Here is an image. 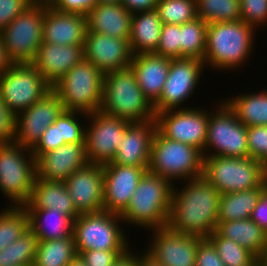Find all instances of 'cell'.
Listing matches in <instances>:
<instances>
[{
  "label": "cell",
  "instance_id": "16",
  "mask_svg": "<svg viewBox=\"0 0 267 266\" xmlns=\"http://www.w3.org/2000/svg\"><path fill=\"white\" fill-rule=\"evenodd\" d=\"M64 110L59 95L51 89L31 107L16 115L14 142L32 149Z\"/></svg>",
  "mask_w": 267,
  "mask_h": 266
},
{
  "label": "cell",
  "instance_id": "26",
  "mask_svg": "<svg viewBox=\"0 0 267 266\" xmlns=\"http://www.w3.org/2000/svg\"><path fill=\"white\" fill-rule=\"evenodd\" d=\"M86 17L87 31L127 39L129 41L132 13L121 3H97Z\"/></svg>",
  "mask_w": 267,
  "mask_h": 266
},
{
  "label": "cell",
  "instance_id": "8",
  "mask_svg": "<svg viewBox=\"0 0 267 266\" xmlns=\"http://www.w3.org/2000/svg\"><path fill=\"white\" fill-rule=\"evenodd\" d=\"M36 178V159L30 148L15 142L0 144V191L10 199V206L29 201Z\"/></svg>",
  "mask_w": 267,
  "mask_h": 266
},
{
  "label": "cell",
  "instance_id": "49",
  "mask_svg": "<svg viewBox=\"0 0 267 266\" xmlns=\"http://www.w3.org/2000/svg\"><path fill=\"white\" fill-rule=\"evenodd\" d=\"M96 4L97 0H56L52 8L60 12L86 16Z\"/></svg>",
  "mask_w": 267,
  "mask_h": 266
},
{
  "label": "cell",
  "instance_id": "36",
  "mask_svg": "<svg viewBox=\"0 0 267 266\" xmlns=\"http://www.w3.org/2000/svg\"><path fill=\"white\" fill-rule=\"evenodd\" d=\"M29 229L28 213L24 206H7L0 211V251Z\"/></svg>",
  "mask_w": 267,
  "mask_h": 266
},
{
  "label": "cell",
  "instance_id": "24",
  "mask_svg": "<svg viewBox=\"0 0 267 266\" xmlns=\"http://www.w3.org/2000/svg\"><path fill=\"white\" fill-rule=\"evenodd\" d=\"M87 17L45 7L42 42L56 45L84 44Z\"/></svg>",
  "mask_w": 267,
  "mask_h": 266
},
{
  "label": "cell",
  "instance_id": "35",
  "mask_svg": "<svg viewBox=\"0 0 267 266\" xmlns=\"http://www.w3.org/2000/svg\"><path fill=\"white\" fill-rule=\"evenodd\" d=\"M38 239L27 229L17 240L0 251V266H33Z\"/></svg>",
  "mask_w": 267,
  "mask_h": 266
},
{
  "label": "cell",
  "instance_id": "47",
  "mask_svg": "<svg viewBox=\"0 0 267 266\" xmlns=\"http://www.w3.org/2000/svg\"><path fill=\"white\" fill-rule=\"evenodd\" d=\"M195 266H225L208 238H202L199 241Z\"/></svg>",
  "mask_w": 267,
  "mask_h": 266
},
{
  "label": "cell",
  "instance_id": "33",
  "mask_svg": "<svg viewBox=\"0 0 267 266\" xmlns=\"http://www.w3.org/2000/svg\"><path fill=\"white\" fill-rule=\"evenodd\" d=\"M77 256L73 236L38 241L33 266H68Z\"/></svg>",
  "mask_w": 267,
  "mask_h": 266
},
{
  "label": "cell",
  "instance_id": "30",
  "mask_svg": "<svg viewBox=\"0 0 267 266\" xmlns=\"http://www.w3.org/2000/svg\"><path fill=\"white\" fill-rule=\"evenodd\" d=\"M29 229L38 241L62 239L73 236V220L62 211L49 209H26Z\"/></svg>",
  "mask_w": 267,
  "mask_h": 266
},
{
  "label": "cell",
  "instance_id": "37",
  "mask_svg": "<svg viewBox=\"0 0 267 266\" xmlns=\"http://www.w3.org/2000/svg\"><path fill=\"white\" fill-rule=\"evenodd\" d=\"M197 17L207 24L241 20L240 0H195Z\"/></svg>",
  "mask_w": 267,
  "mask_h": 266
},
{
  "label": "cell",
  "instance_id": "10",
  "mask_svg": "<svg viewBox=\"0 0 267 266\" xmlns=\"http://www.w3.org/2000/svg\"><path fill=\"white\" fill-rule=\"evenodd\" d=\"M220 103L217 110L211 111V114H209L203 157H249L247 127L238 120L236 113L225 101L222 100ZM210 150L212 153H210Z\"/></svg>",
  "mask_w": 267,
  "mask_h": 266
},
{
  "label": "cell",
  "instance_id": "2",
  "mask_svg": "<svg viewBox=\"0 0 267 266\" xmlns=\"http://www.w3.org/2000/svg\"><path fill=\"white\" fill-rule=\"evenodd\" d=\"M255 30L242 20L208 24L204 66L230 71L245 64L253 50Z\"/></svg>",
  "mask_w": 267,
  "mask_h": 266
},
{
  "label": "cell",
  "instance_id": "44",
  "mask_svg": "<svg viewBox=\"0 0 267 266\" xmlns=\"http://www.w3.org/2000/svg\"><path fill=\"white\" fill-rule=\"evenodd\" d=\"M64 140L61 139L60 133V115L56 118V121L49 125V127L42 133L41 139L31 149L35 159L45 152H50L64 145Z\"/></svg>",
  "mask_w": 267,
  "mask_h": 266
},
{
  "label": "cell",
  "instance_id": "54",
  "mask_svg": "<svg viewBox=\"0 0 267 266\" xmlns=\"http://www.w3.org/2000/svg\"><path fill=\"white\" fill-rule=\"evenodd\" d=\"M137 266H164L157 262L152 256H150L146 251L144 254L137 256Z\"/></svg>",
  "mask_w": 267,
  "mask_h": 266
},
{
  "label": "cell",
  "instance_id": "39",
  "mask_svg": "<svg viewBox=\"0 0 267 266\" xmlns=\"http://www.w3.org/2000/svg\"><path fill=\"white\" fill-rule=\"evenodd\" d=\"M156 10L163 24H184L197 18L195 0H158Z\"/></svg>",
  "mask_w": 267,
  "mask_h": 266
},
{
  "label": "cell",
  "instance_id": "3",
  "mask_svg": "<svg viewBox=\"0 0 267 266\" xmlns=\"http://www.w3.org/2000/svg\"><path fill=\"white\" fill-rule=\"evenodd\" d=\"M175 183L146 171L133 193L127 209L120 215L123 223L147 230L167 226Z\"/></svg>",
  "mask_w": 267,
  "mask_h": 266
},
{
  "label": "cell",
  "instance_id": "11",
  "mask_svg": "<svg viewBox=\"0 0 267 266\" xmlns=\"http://www.w3.org/2000/svg\"><path fill=\"white\" fill-rule=\"evenodd\" d=\"M45 7L29 5L0 33L12 63H31L42 43Z\"/></svg>",
  "mask_w": 267,
  "mask_h": 266
},
{
  "label": "cell",
  "instance_id": "14",
  "mask_svg": "<svg viewBox=\"0 0 267 266\" xmlns=\"http://www.w3.org/2000/svg\"><path fill=\"white\" fill-rule=\"evenodd\" d=\"M198 107L169 109L155 115L157 129L167 138L189 144L204 153L209 114Z\"/></svg>",
  "mask_w": 267,
  "mask_h": 266
},
{
  "label": "cell",
  "instance_id": "15",
  "mask_svg": "<svg viewBox=\"0 0 267 266\" xmlns=\"http://www.w3.org/2000/svg\"><path fill=\"white\" fill-rule=\"evenodd\" d=\"M204 69V62L196 58L171 59L162 94L153 104L155 115L169 109L185 108L181 105L192 97Z\"/></svg>",
  "mask_w": 267,
  "mask_h": 266
},
{
  "label": "cell",
  "instance_id": "23",
  "mask_svg": "<svg viewBox=\"0 0 267 266\" xmlns=\"http://www.w3.org/2000/svg\"><path fill=\"white\" fill-rule=\"evenodd\" d=\"M87 163L85 144L66 143L36 159L37 178L64 182Z\"/></svg>",
  "mask_w": 267,
  "mask_h": 266
},
{
  "label": "cell",
  "instance_id": "57",
  "mask_svg": "<svg viewBox=\"0 0 267 266\" xmlns=\"http://www.w3.org/2000/svg\"><path fill=\"white\" fill-rule=\"evenodd\" d=\"M122 0H97L99 4H113V3H121Z\"/></svg>",
  "mask_w": 267,
  "mask_h": 266
},
{
  "label": "cell",
  "instance_id": "13",
  "mask_svg": "<svg viewBox=\"0 0 267 266\" xmlns=\"http://www.w3.org/2000/svg\"><path fill=\"white\" fill-rule=\"evenodd\" d=\"M85 119L91 121L85 129L88 162L102 166L111 163L130 121L106 114L101 110L89 113Z\"/></svg>",
  "mask_w": 267,
  "mask_h": 266
},
{
  "label": "cell",
  "instance_id": "48",
  "mask_svg": "<svg viewBox=\"0 0 267 266\" xmlns=\"http://www.w3.org/2000/svg\"><path fill=\"white\" fill-rule=\"evenodd\" d=\"M27 6L28 0H0V32Z\"/></svg>",
  "mask_w": 267,
  "mask_h": 266
},
{
  "label": "cell",
  "instance_id": "55",
  "mask_svg": "<svg viewBox=\"0 0 267 266\" xmlns=\"http://www.w3.org/2000/svg\"><path fill=\"white\" fill-rule=\"evenodd\" d=\"M56 0H28L29 5L52 7Z\"/></svg>",
  "mask_w": 267,
  "mask_h": 266
},
{
  "label": "cell",
  "instance_id": "28",
  "mask_svg": "<svg viewBox=\"0 0 267 266\" xmlns=\"http://www.w3.org/2000/svg\"><path fill=\"white\" fill-rule=\"evenodd\" d=\"M162 25L156 9L133 13L129 36L132 54L155 53Z\"/></svg>",
  "mask_w": 267,
  "mask_h": 266
},
{
  "label": "cell",
  "instance_id": "56",
  "mask_svg": "<svg viewBox=\"0 0 267 266\" xmlns=\"http://www.w3.org/2000/svg\"><path fill=\"white\" fill-rule=\"evenodd\" d=\"M68 266H86L82 259L77 256Z\"/></svg>",
  "mask_w": 267,
  "mask_h": 266
},
{
  "label": "cell",
  "instance_id": "46",
  "mask_svg": "<svg viewBox=\"0 0 267 266\" xmlns=\"http://www.w3.org/2000/svg\"><path fill=\"white\" fill-rule=\"evenodd\" d=\"M15 125L16 115L0 97V144L14 142Z\"/></svg>",
  "mask_w": 267,
  "mask_h": 266
},
{
  "label": "cell",
  "instance_id": "9",
  "mask_svg": "<svg viewBox=\"0 0 267 266\" xmlns=\"http://www.w3.org/2000/svg\"><path fill=\"white\" fill-rule=\"evenodd\" d=\"M120 215L109 211L80 214L73 222L77 253L86 250H130Z\"/></svg>",
  "mask_w": 267,
  "mask_h": 266
},
{
  "label": "cell",
  "instance_id": "51",
  "mask_svg": "<svg viewBox=\"0 0 267 266\" xmlns=\"http://www.w3.org/2000/svg\"><path fill=\"white\" fill-rule=\"evenodd\" d=\"M158 0H122L121 4L130 12H142L156 9Z\"/></svg>",
  "mask_w": 267,
  "mask_h": 266
},
{
  "label": "cell",
  "instance_id": "60",
  "mask_svg": "<svg viewBox=\"0 0 267 266\" xmlns=\"http://www.w3.org/2000/svg\"><path fill=\"white\" fill-rule=\"evenodd\" d=\"M263 266H267V253L262 258Z\"/></svg>",
  "mask_w": 267,
  "mask_h": 266
},
{
  "label": "cell",
  "instance_id": "45",
  "mask_svg": "<svg viewBox=\"0 0 267 266\" xmlns=\"http://www.w3.org/2000/svg\"><path fill=\"white\" fill-rule=\"evenodd\" d=\"M128 250H86L78 253L86 266H113Z\"/></svg>",
  "mask_w": 267,
  "mask_h": 266
},
{
  "label": "cell",
  "instance_id": "40",
  "mask_svg": "<svg viewBox=\"0 0 267 266\" xmlns=\"http://www.w3.org/2000/svg\"><path fill=\"white\" fill-rule=\"evenodd\" d=\"M79 113V114H78ZM87 117L88 114L80 111L64 110L60 114V133L64 143L85 144V129L83 122L80 124L78 116Z\"/></svg>",
  "mask_w": 267,
  "mask_h": 266
},
{
  "label": "cell",
  "instance_id": "27",
  "mask_svg": "<svg viewBox=\"0 0 267 266\" xmlns=\"http://www.w3.org/2000/svg\"><path fill=\"white\" fill-rule=\"evenodd\" d=\"M25 209H49L62 211L73 221L80 215L63 181H48L36 178L29 201Z\"/></svg>",
  "mask_w": 267,
  "mask_h": 266
},
{
  "label": "cell",
  "instance_id": "29",
  "mask_svg": "<svg viewBox=\"0 0 267 266\" xmlns=\"http://www.w3.org/2000/svg\"><path fill=\"white\" fill-rule=\"evenodd\" d=\"M216 231L262 259L267 253V233L249 219L217 222Z\"/></svg>",
  "mask_w": 267,
  "mask_h": 266
},
{
  "label": "cell",
  "instance_id": "18",
  "mask_svg": "<svg viewBox=\"0 0 267 266\" xmlns=\"http://www.w3.org/2000/svg\"><path fill=\"white\" fill-rule=\"evenodd\" d=\"M146 171L148 169L136 166L103 165L104 211L121 215Z\"/></svg>",
  "mask_w": 267,
  "mask_h": 266
},
{
  "label": "cell",
  "instance_id": "41",
  "mask_svg": "<svg viewBox=\"0 0 267 266\" xmlns=\"http://www.w3.org/2000/svg\"><path fill=\"white\" fill-rule=\"evenodd\" d=\"M155 54L167 58H180V25L163 24Z\"/></svg>",
  "mask_w": 267,
  "mask_h": 266
},
{
  "label": "cell",
  "instance_id": "6",
  "mask_svg": "<svg viewBox=\"0 0 267 266\" xmlns=\"http://www.w3.org/2000/svg\"><path fill=\"white\" fill-rule=\"evenodd\" d=\"M104 74L86 59L72 67L52 89L65 110L93 113L101 109Z\"/></svg>",
  "mask_w": 267,
  "mask_h": 266
},
{
  "label": "cell",
  "instance_id": "20",
  "mask_svg": "<svg viewBox=\"0 0 267 266\" xmlns=\"http://www.w3.org/2000/svg\"><path fill=\"white\" fill-rule=\"evenodd\" d=\"M64 182L79 214L104 210L102 165L88 162L75 170Z\"/></svg>",
  "mask_w": 267,
  "mask_h": 266
},
{
  "label": "cell",
  "instance_id": "21",
  "mask_svg": "<svg viewBox=\"0 0 267 266\" xmlns=\"http://www.w3.org/2000/svg\"><path fill=\"white\" fill-rule=\"evenodd\" d=\"M157 129L156 120L130 122L118 144L116 156L111 163L148 169L152 141Z\"/></svg>",
  "mask_w": 267,
  "mask_h": 266
},
{
  "label": "cell",
  "instance_id": "5",
  "mask_svg": "<svg viewBox=\"0 0 267 266\" xmlns=\"http://www.w3.org/2000/svg\"><path fill=\"white\" fill-rule=\"evenodd\" d=\"M203 153L196 147L165 137L158 129L152 141L148 171L174 181L203 174Z\"/></svg>",
  "mask_w": 267,
  "mask_h": 266
},
{
  "label": "cell",
  "instance_id": "38",
  "mask_svg": "<svg viewBox=\"0 0 267 266\" xmlns=\"http://www.w3.org/2000/svg\"><path fill=\"white\" fill-rule=\"evenodd\" d=\"M225 266H247L257 257L238 243L222 237L216 230L207 237Z\"/></svg>",
  "mask_w": 267,
  "mask_h": 266
},
{
  "label": "cell",
  "instance_id": "7",
  "mask_svg": "<svg viewBox=\"0 0 267 266\" xmlns=\"http://www.w3.org/2000/svg\"><path fill=\"white\" fill-rule=\"evenodd\" d=\"M220 194L262 187L266 166L250 157L204 156L202 174Z\"/></svg>",
  "mask_w": 267,
  "mask_h": 266
},
{
  "label": "cell",
  "instance_id": "1",
  "mask_svg": "<svg viewBox=\"0 0 267 266\" xmlns=\"http://www.w3.org/2000/svg\"><path fill=\"white\" fill-rule=\"evenodd\" d=\"M186 182L180 190L173 186L167 227L178 233L207 238L217 228L221 194L203 175Z\"/></svg>",
  "mask_w": 267,
  "mask_h": 266
},
{
  "label": "cell",
  "instance_id": "17",
  "mask_svg": "<svg viewBox=\"0 0 267 266\" xmlns=\"http://www.w3.org/2000/svg\"><path fill=\"white\" fill-rule=\"evenodd\" d=\"M146 252L164 266H195L199 241L202 239L170 230L167 226L152 229Z\"/></svg>",
  "mask_w": 267,
  "mask_h": 266
},
{
  "label": "cell",
  "instance_id": "59",
  "mask_svg": "<svg viewBox=\"0 0 267 266\" xmlns=\"http://www.w3.org/2000/svg\"><path fill=\"white\" fill-rule=\"evenodd\" d=\"M262 192L267 196V180L262 185Z\"/></svg>",
  "mask_w": 267,
  "mask_h": 266
},
{
  "label": "cell",
  "instance_id": "19",
  "mask_svg": "<svg viewBox=\"0 0 267 266\" xmlns=\"http://www.w3.org/2000/svg\"><path fill=\"white\" fill-rule=\"evenodd\" d=\"M84 59L103 74L130 67L133 54L127 39L86 31L83 45Z\"/></svg>",
  "mask_w": 267,
  "mask_h": 266
},
{
  "label": "cell",
  "instance_id": "25",
  "mask_svg": "<svg viewBox=\"0 0 267 266\" xmlns=\"http://www.w3.org/2000/svg\"><path fill=\"white\" fill-rule=\"evenodd\" d=\"M171 58L155 53L133 55L130 63L143 95L153 105L161 96L169 73Z\"/></svg>",
  "mask_w": 267,
  "mask_h": 266
},
{
  "label": "cell",
  "instance_id": "32",
  "mask_svg": "<svg viewBox=\"0 0 267 266\" xmlns=\"http://www.w3.org/2000/svg\"><path fill=\"white\" fill-rule=\"evenodd\" d=\"M229 99L224 101L246 127L267 126V91L240 94Z\"/></svg>",
  "mask_w": 267,
  "mask_h": 266
},
{
  "label": "cell",
  "instance_id": "34",
  "mask_svg": "<svg viewBox=\"0 0 267 266\" xmlns=\"http://www.w3.org/2000/svg\"><path fill=\"white\" fill-rule=\"evenodd\" d=\"M207 23L197 17L180 25V58L204 59Z\"/></svg>",
  "mask_w": 267,
  "mask_h": 266
},
{
  "label": "cell",
  "instance_id": "43",
  "mask_svg": "<svg viewBox=\"0 0 267 266\" xmlns=\"http://www.w3.org/2000/svg\"><path fill=\"white\" fill-rule=\"evenodd\" d=\"M240 12L241 20L255 29L267 26V0H240Z\"/></svg>",
  "mask_w": 267,
  "mask_h": 266
},
{
  "label": "cell",
  "instance_id": "31",
  "mask_svg": "<svg viewBox=\"0 0 267 266\" xmlns=\"http://www.w3.org/2000/svg\"><path fill=\"white\" fill-rule=\"evenodd\" d=\"M262 187L223 193L220 196L218 222L249 219L261 198Z\"/></svg>",
  "mask_w": 267,
  "mask_h": 266
},
{
  "label": "cell",
  "instance_id": "50",
  "mask_svg": "<svg viewBox=\"0 0 267 266\" xmlns=\"http://www.w3.org/2000/svg\"><path fill=\"white\" fill-rule=\"evenodd\" d=\"M250 219L267 233V196L261 192V198L253 209Z\"/></svg>",
  "mask_w": 267,
  "mask_h": 266
},
{
  "label": "cell",
  "instance_id": "53",
  "mask_svg": "<svg viewBox=\"0 0 267 266\" xmlns=\"http://www.w3.org/2000/svg\"><path fill=\"white\" fill-rule=\"evenodd\" d=\"M12 64L11 60L9 59L6 49L3 45L1 33H0V76L2 73L10 67Z\"/></svg>",
  "mask_w": 267,
  "mask_h": 266
},
{
  "label": "cell",
  "instance_id": "58",
  "mask_svg": "<svg viewBox=\"0 0 267 266\" xmlns=\"http://www.w3.org/2000/svg\"><path fill=\"white\" fill-rule=\"evenodd\" d=\"M247 266H263L262 259L256 258L250 265Z\"/></svg>",
  "mask_w": 267,
  "mask_h": 266
},
{
  "label": "cell",
  "instance_id": "22",
  "mask_svg": "<svg viewBox=\"0 0 267 266\" xmlns=\"http://www.w3.org/2000/svg\"><path fill=\"white\" fill-rule=\"evenodd\" d=\"M84 44L56 45L42 42L31 64L51 85H55L72 67L84 59Z\"/></svg>",
  "mask_w": 267,
  "mask_h": 266
},
{
  "label": "cell",
  "instance_id": "12",
  "mask_svg": "<svg viewBox=\"0 0 267 266\" xmlns=\"http://www.w3.org/2000/svg\"><path fill=\"white\" fill-rule=\"evenodd\" d=\"M51 89L31 63H12L0 76V97L15 115L31 107Z\"/></svg>",
  "mask_w": 267,
  "mask_h": 266
},
{
  "label": "cell",
  "instance_id": "42",
  "mask_svg": "<svg viewBox=\"0 0 267 266\" xmlns=\"http://www.w3.org/2000/svg\"><path fill=\"white\" fill-rule=\"evenodd\" d=\"M247 145L249 157L267 165V126L247 127Z\"/></svg>",
  "mask_w": 267,
  "mask_h": 266
},
{
  "label": "cell",
  "instance_id": "4",
  "mask_svg": "<svg viewBox=\"0 0 267 266\" xmlns=\"http://www.w3.org/2000/svg\"><path fill=\"white\" fill-rule=\"evenodd\" d=\"M100 110L130 122L155 119L153 105L143 95L131 67L104 74Z\"/></svg>",
  "mask_w": 267,
  "mask_h": 266
},
{
  "label": "cell",
  "instance_id": "52",
  "mask_svg": "<svg viewBox=\"0 0 267 266\" xmlns=\"http://www.w3.org/2000/svg\"><path fill=\"white\" fill-rule=\"evenodd\" d=\"M113 266H137V255L132 250H128Z\"/></svg>",
  "mask_w": 267,
  "mask_h": 266
}]
</instances>
